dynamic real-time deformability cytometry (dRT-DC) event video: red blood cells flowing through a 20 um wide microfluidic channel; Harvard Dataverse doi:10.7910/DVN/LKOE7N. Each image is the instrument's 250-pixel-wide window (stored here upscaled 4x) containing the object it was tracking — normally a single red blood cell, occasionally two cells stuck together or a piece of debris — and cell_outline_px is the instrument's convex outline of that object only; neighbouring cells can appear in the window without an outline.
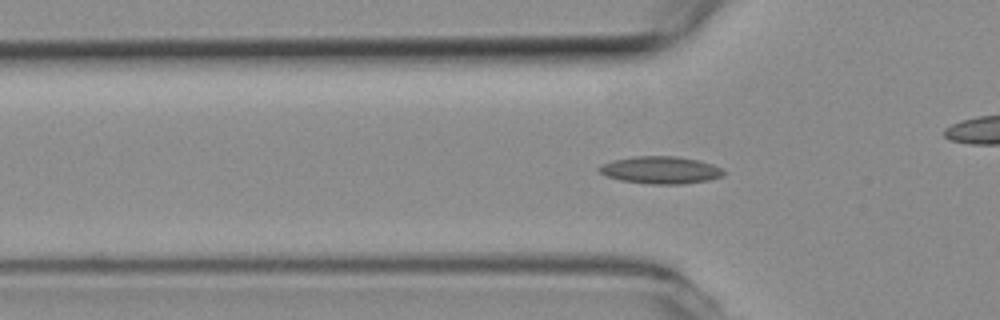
{"species": "common noctule bat (a hibernating species)", "species_latin": "Nyctalus noctula", "temperature_condition": "room temperature", "stored_images_in_passage": 54, "camera_frame_rate_fps": 3000, "um_per_image_px": 0.085, "animal": {"sex": "female", "body_mass_g": 19.3, "forearm_length_mm": 54.1}, "frame": {"image": 1, "passage_image": 16, "time_ms": 5.0, "image_size_px": [1000, 320], "cell_outline_px": [[724, 176], [708, 180], [684, 184], [648, 184], [620, 180], [608, 176], [600, 172], [596, 168], [600, 164], [612, 160], [636, 156], [676, 156], [700, 160], [712, 164], [720, 168], [724, 172]], "centroid_in_image_um": [56.14, 14.45], "position_along_channel_um": 69.7, "area_um2": 19.94}}
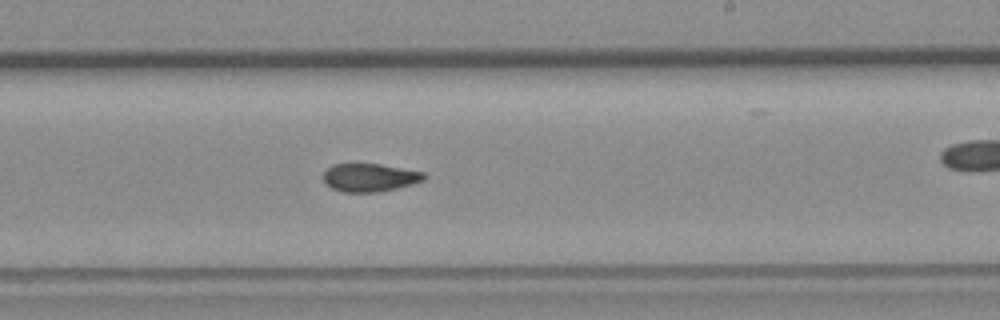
{"frame": {"image": 2, "passage_image": 31, "time_ms": 10.0, "image_size_px": [1000, 320], "cell_outline_px": [[428, 176], [424, 180], [412, 184], [396, 188], [376, 192], [344, 192], [332, 188], [324, 184], [324, 172], [332, 164], [380, 164], [424, 172]], "centroid_in_image_um": [31.43, 15.09], "position_along_channel_um": 257.6, "area_um2": 16.47}}
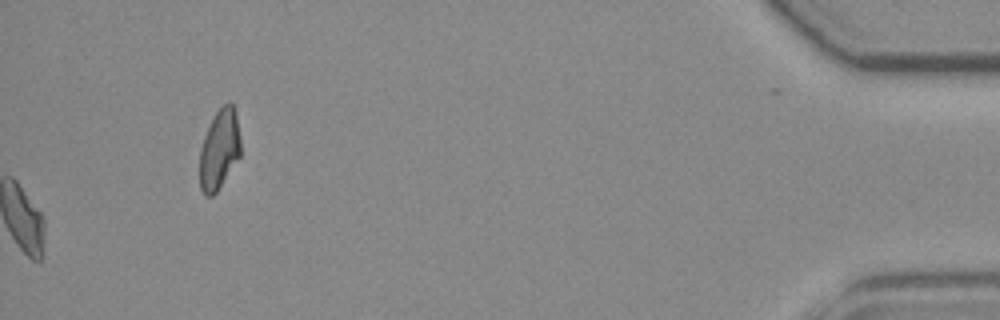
{"frame": {"image": 3, "passage_image": 54, "time_ms": 17.667, "image_size_px": [1000, 320], "cell_outline_px": [[240, 156], [216, 192], [212, 196], [204, 196], [200, 188], [200, 148], [204, 136], [216, 112], [224, 104], [232, 104], [236, 116], [240, 140]], "centroid_in_image_um": [18.63, 12.74], "position_along_channel_um": 416.6, "area_um2": 18.67}, "authors_computed_cell_mechanics": {"area_um2": 17.5134, "velocity_mm_per_s": 3.743, "shape_relaxation_time_tau1_ms": 5.7311, "shape_relaxation_time_tau2_ms": 3.2654, "deformation_change_tau1": 0.1533, "deformation_change_tau2": 0.0785}}